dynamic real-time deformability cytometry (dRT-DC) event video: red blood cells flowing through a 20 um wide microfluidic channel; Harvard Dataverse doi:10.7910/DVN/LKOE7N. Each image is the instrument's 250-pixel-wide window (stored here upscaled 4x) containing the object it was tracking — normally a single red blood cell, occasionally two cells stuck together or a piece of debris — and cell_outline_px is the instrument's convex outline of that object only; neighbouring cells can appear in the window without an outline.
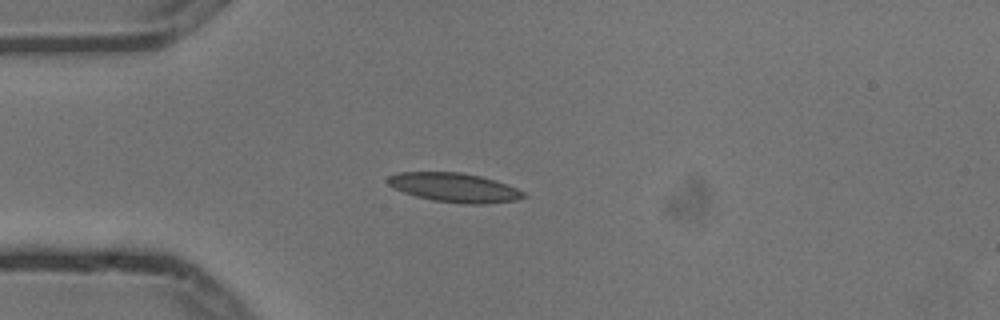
{"species": "common noctule bat (a hibernating species)", "species_latin": "Nyctalus noctula", "temperature_condition": "cold", "stored_images_in_passage": 1, "camera_frame_rate_fps": 3000, "um_per_image_px": 0.085, "animal": {"sex": "male", "body_mass_g": 13.3}, "frame": {"image": 1, "passage_image": 1, "time_ms": 0.0, "image_size_px": [1000, 320], "cell_outline_px": [[528, 196], [516, 200], [484, 204], [464, 204], [432, 200], [416, 196], [404, 192], [388, 184], [388, 176], [400, 172], [460, 172], [480, 176], [516, 188], [524, 192]], "centroid_in_image_um": [38.63, 15.95], "position_along_channel_um": 46.4, "area_um2": 22.77}}